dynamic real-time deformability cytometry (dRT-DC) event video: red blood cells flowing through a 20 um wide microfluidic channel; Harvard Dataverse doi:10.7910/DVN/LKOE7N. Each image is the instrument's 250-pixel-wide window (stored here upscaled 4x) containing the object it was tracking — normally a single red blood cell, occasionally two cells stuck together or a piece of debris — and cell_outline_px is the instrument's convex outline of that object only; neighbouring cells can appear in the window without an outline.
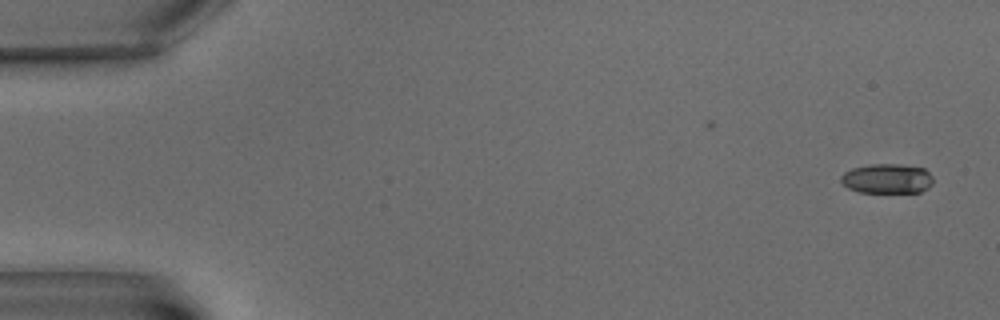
{"species": "common noctule bat (a hibernating species)", "species_latin": "Nyctalus noctula", "temperature_condition": "warm", "stored_images_in_passage": 5, "camera_frame_rate_fps": 3000, "um_per_image_px": 0.085, "animal": {"sex": "male", "body_mass_g": 15.6}, "frame": {"image": 1, "passage_image": 1, "time_ms": 0.0, "image_size_px": [1000, 320], "cell_outline_px": [[932, 184], [928, 188], [920, 192], [860, 192], [848, 188], [840, 180], [840, 176], [844, 172], [852, 168], [872, 164], [896, 164], [924, 168], [932, 176]], "centroid_in_image_um": [75.4, 15.18], "position_along_channel_um": 9.6, "area_um2": 15.9}}
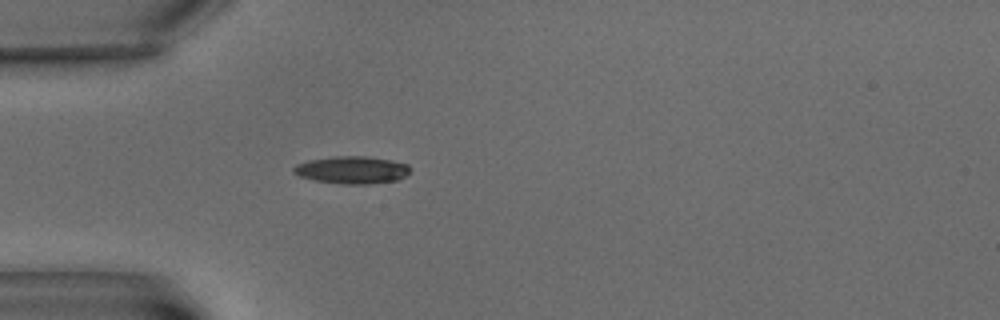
{"frame": {"image": 2, "passage_image": 5, "time_ms": 6.0, "image_size_px": [1000, 320], "cell_outline_px": [[412, 168], [408, 176], [396, 180], [368, 184], [340, 184], [316, 180], [300, 176], [292, 172], [292, 168], [296, 164], [308, 160], [332, 156], [364, 156], [388, 160], [408, 164]], "centroid_in_image_um": [29.92, 14.44], "position_along_channel_um": 55.1, "area_um2": 18.73}}